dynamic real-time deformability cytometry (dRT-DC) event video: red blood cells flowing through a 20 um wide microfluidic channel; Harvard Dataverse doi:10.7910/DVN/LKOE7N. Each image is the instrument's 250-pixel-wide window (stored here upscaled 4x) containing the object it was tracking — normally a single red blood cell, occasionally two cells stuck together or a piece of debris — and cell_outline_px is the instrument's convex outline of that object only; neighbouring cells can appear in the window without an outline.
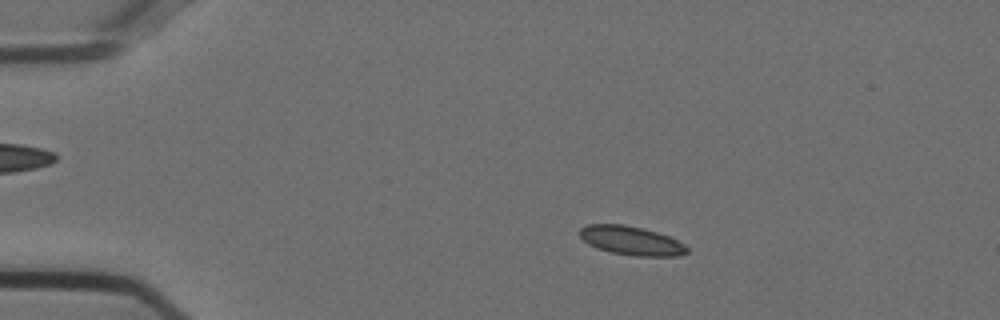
{"species": "Egyptian fruit bat (a non-hibernating species)", "species_latin": "Rousettus aegyptiacus", "temperature_condition": "cold", "stored_images_in_passage": 54, "camera_frame_rate_fps": 3000, "um_per_image_px": 0.085, "animal": {"sex": "female"}, "frame": {"image": 1, "passage_image": 10, "time_ms": 3.0, "image_size_px": [1000, 320], "cell_outline_px": [[688, 252], [680, 256], [636, 256], [612, 252], [596, 248], [588, 244], [576, 232], [580, 228], [588, 224], [624, 224], [672, 236], [684, 244], [688, 248]], "centroid_in_image_um": [53.66, 20.45], "position_along_channel_um": 31.3, "area_um2": 18.21}}
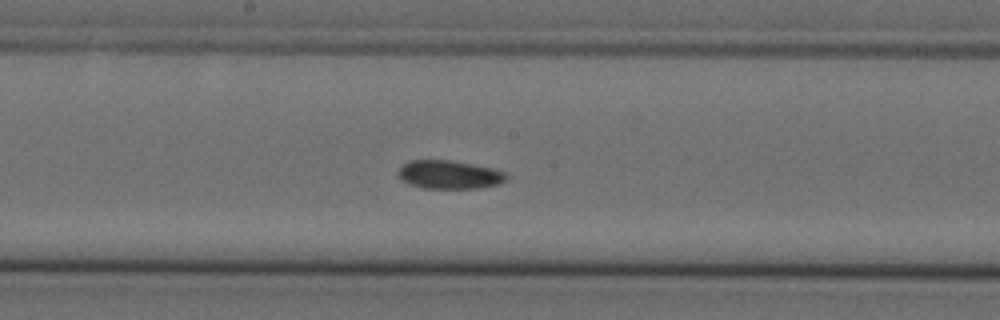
{"frame": {"image": 2, "passage_image": 29, "time_ms": 9.333, "image_size_px": [1000, 320], "cell_outline_px": [[508, 176], [500, 184], [476, 188], [424, 188], [408, 184], [400, 180], [396, 176], [396, 172], [408, 160], [448, 160], [472, 164], [492, 168], [504, 172]], "centroid_in_image_um": [38.12, 14.84], "position_along_channel_um": 210.1, "area_um2": 17.98}}
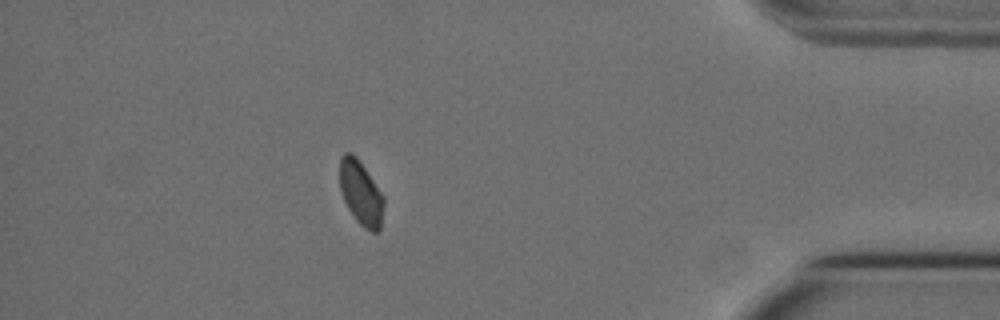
{"frame": {"image": 3, "passage_image": 48, "time_ms": 15.667, "image_size_px": [1000, 320], "cell_outline_px": [[384, 204], [380, 228], [376, 232], [372, 232], [364, 228], [356, 220], [348, 208], [340, 192], [340, 156], [344, 152], [352, 152], [356, 156], [384, 196]], "centroid_in_image_um": [30.66, 16.39], "position_along_channel_um": 404.5, "area_um2": 16.47}, "authors_computed_cell_mechanics": {"area_um2": 17.8024, "velocity_mm_per_s": 3.7188, "shape_relaxation_time_tau1_ms": null, "shape_relaxation_time_tau2_ms": 6.4843, "deformation_change_tau1": null, "deformation_change_tau2": 0.0791}}